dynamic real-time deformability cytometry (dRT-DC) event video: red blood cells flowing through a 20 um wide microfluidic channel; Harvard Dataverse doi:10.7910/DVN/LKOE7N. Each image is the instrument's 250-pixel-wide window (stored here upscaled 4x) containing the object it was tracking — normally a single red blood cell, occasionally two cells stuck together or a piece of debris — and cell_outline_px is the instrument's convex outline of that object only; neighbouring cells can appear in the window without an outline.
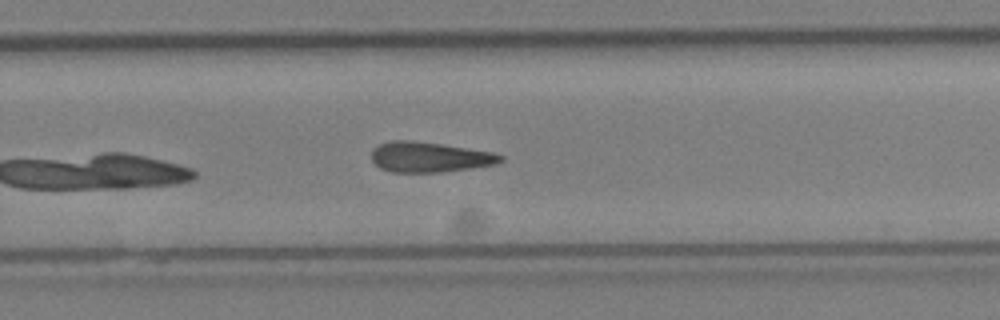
{"species": "Egyptian fruit bat (a non-hibernating species)", "species_latin": "Rousettus aegyptiacus", "temperature_condition": "cold", "stored_images_in_passage": 24, "camera_frame_rate_fps": 3000, "um_per_image_px": 0.085, "animal": {"sex": "female"}, "frame": {"image": 1, "passage_image": 24, "time_ms": 7.667, "image_size_px": [1000, 320], "cell_outline_px": [[504, 160], [496, 164], [440, 172], [392, 172], [380, 168], [372, 160], [372, 148], [380, 144], [392, 140], [408, 140], [440, 144], [492, 152], [504, 156]], "centroid_in_image_um": [36.49, 13.35], "position_along_channel_um": 293.3, "area_um2": 22.48}}